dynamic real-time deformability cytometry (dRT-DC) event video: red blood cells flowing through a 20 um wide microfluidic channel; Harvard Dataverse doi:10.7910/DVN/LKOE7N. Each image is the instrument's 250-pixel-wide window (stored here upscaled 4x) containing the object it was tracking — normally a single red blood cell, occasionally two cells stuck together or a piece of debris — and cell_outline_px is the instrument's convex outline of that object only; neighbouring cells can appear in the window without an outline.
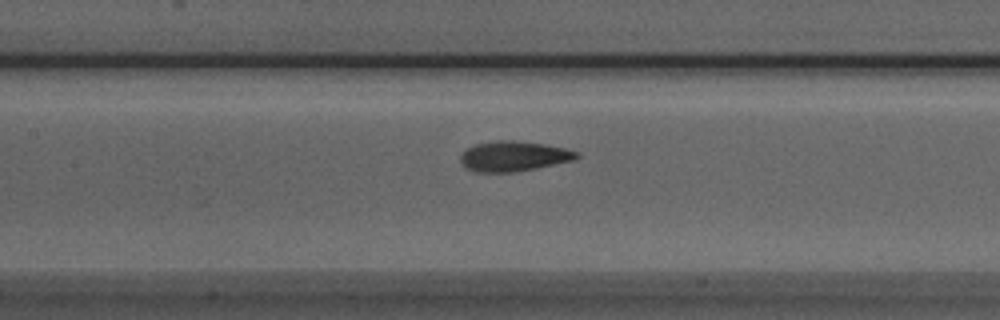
{"species": "Egyptian fruit bat (a non-hibernating species)", "species_latin": "Rousettus aegyptiacus", "temperature_condition": "room temperature", "stored_images_in_passage": 36, "camera_frame_rate_fps": 3000, "um_per_image_px": 0.085, "animal": {"sex": "male"}, "frame": {"image": 1, "passage_image": 11, "time_ms": 3.333, "image_size_px": [1000, 320], "cell_outline_px": [[580, 156], [576, 160], [536, 168], [512, 172], [476, 172], [464, 168], [460, 164], [460, 156], [468, 148], [476, 144], [496, 140], [512, 140], [544, 144], [564, 148], [580, 152]], "centroid_in_image_um": [43.67, 13.28], "position_along_channel_um": 163.7, "area_um2": 20.52}}
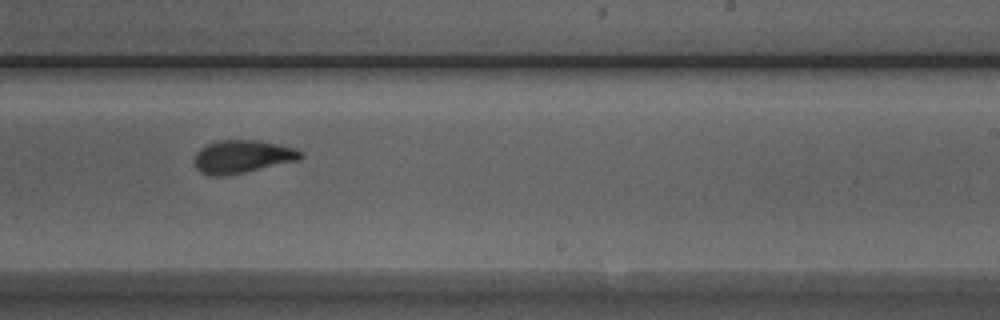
{"frame": {"image": 2, "passage_image": 19, "time_ms": 6.0, "image_size_px": [1000, 320], "cell_outline_px": [[304, 156], [300, 160], [244, 172], [220, 176], [212, 176], [200, 172], [196, 168], [196, 152], [200, 148], [216, 140], [260, 140], [292, 148], [304, 152]], "centroid_in_image_um": [20.61, 13.3], "position_along_channel_um": 268.4, "area_um2": 20.29}}
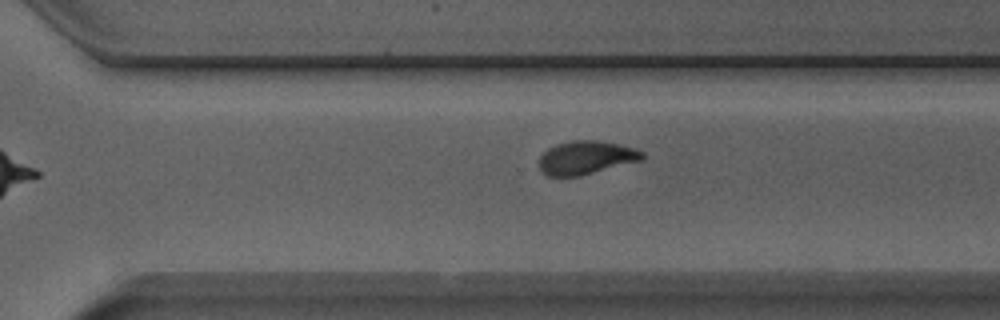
{"frame": {"image": 3, "passage_image": 23, "time_ms": 7.333, "image_size_px": [1000, 320], "cell_outline_px": [[644, 160], [580, 176], [548, 176], [540, 172], [540, 156], [548, 148], [556, 144], [572, 140], [596, 140], [620, 144], [636, 148], [644, 152]], "centroid_in_image_um": [49.85, 13.4], "position_along_channel_um": 320.8, "area_um2": 20.35}, "authors_computed_cell_mechanics": {"area_um2": 20.3456, "velocity_mm_per_s": 3.9377, "shape_relaxation_time_tau1_ms": 3.7542, "shape_relaxation_time_tau2_ms": 1.6717, "deformation_change_tau1": 0.1909, "deformation_change_tau2": 0.0677}}